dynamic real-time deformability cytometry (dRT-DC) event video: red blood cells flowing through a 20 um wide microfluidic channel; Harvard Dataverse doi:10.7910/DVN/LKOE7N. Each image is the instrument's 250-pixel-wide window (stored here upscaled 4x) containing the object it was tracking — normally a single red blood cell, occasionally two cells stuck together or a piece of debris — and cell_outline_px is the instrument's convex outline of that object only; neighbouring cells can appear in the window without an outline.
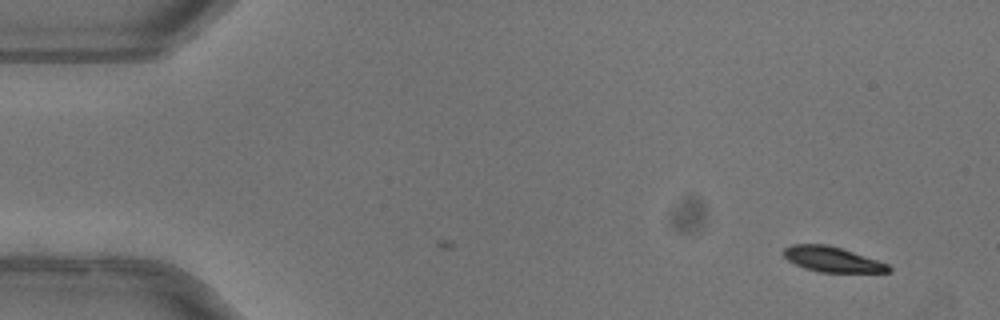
{"species": "common noctule bat (a hibernating species)", "species_latin": "Nyctalus noctula", "temperature_condition": "warm", "stored_images_in_passage": 5, "camera_frame_rate_fps": 3000, "um_per_image_px": 0.085, "animal": {"sex": "female"}, "frame": {"image": 1, "passage_image": 5, "time_ms": 1.333, "image_size_px": [1000, 320], "cell_outline_px": [[892, 272], [820, 272], [804, 268], [788, 260], [784, 256], [784, 248], [792, 244], [828, 244], [844, 248], [888, 264], [892, 268]], "centroid_in_image_um": [70.76, 22.03], "position_along_channel_um": 14.2, "area_um2": 15.49}}